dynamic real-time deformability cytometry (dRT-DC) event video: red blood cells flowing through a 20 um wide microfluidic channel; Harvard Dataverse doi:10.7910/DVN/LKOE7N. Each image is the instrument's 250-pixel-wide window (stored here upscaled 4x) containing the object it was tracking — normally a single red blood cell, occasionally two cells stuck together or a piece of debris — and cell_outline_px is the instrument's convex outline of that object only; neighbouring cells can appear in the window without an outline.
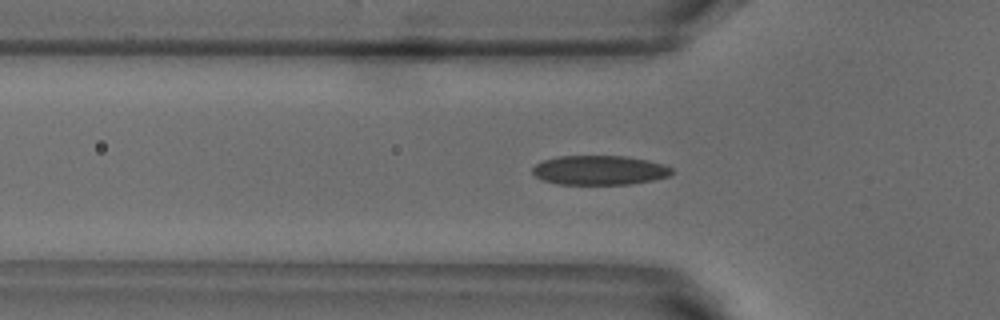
{"species": "common noctule bat (a hibernating species)", "species_latin": "Nyctalus noctula", "temperature_condition": "warm", "stored_images_in_passage": 46, "camera_frame_rate_fps": 3000, "um_per_image_px": 0.085, "animal": {"sex": "male", "body_mass_g": 18.8}, "frame": {"image": 1, "passage_image": 9, "time_ms": 2.667, "image_size_px": [1000, 320], "cell_outline_px": [[672, 172], [668, 176], [652, 180], [628, 184], [560, 184], [544, 180], [536, 176], [532, 172], [532, 168], [536, 164], [544, 160], [560, 156], [628, 156], [648, 160], [664, 164], [672, 168]], "centroid_in_image_um": [50.97, 14.46], "position_along_channel_um": 74.8, "area_um2": 23.7}}
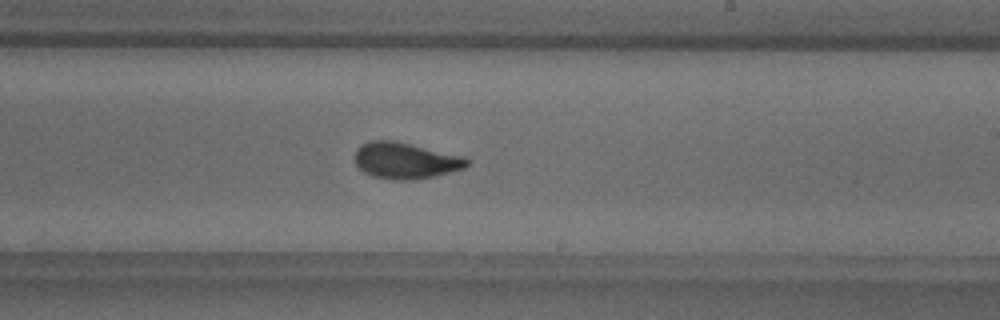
{"frame": {"image": 2, "passage_image": 23, "time_ms": 7.333, "image_size_px": [1000, 320], "cell_outline_px": [[468, 164], [464, 168], [436, 176], [416, 180], [392, 180], [372, 176], [364, 172], [356, 164], [356, 148], [360, 144], [372, 140], [392, 140], [464, 156], [468, 160]], "centroid_in_image_um": [34.45, 13.66], "position_along_channel_um": 254.5, "area_um2": 23.7}}
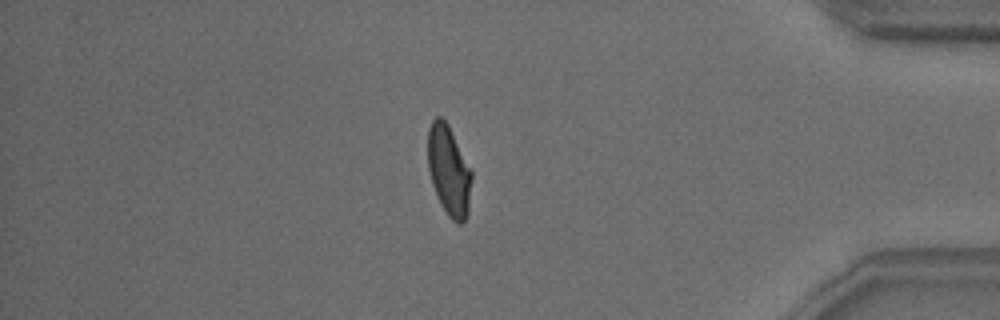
{"frame": {"image": 3, "passage_image": 37, "time_ms": 12.0, "image_size_px": [1000, 320], "cell_outline_px": [[472, 180], [468, 216], [460, 224], [456, 224], [448, 216], [440, 204], [432, 184], [428, 168], [428, 128], [432, 120], [436, 116], [440, 116], [448, 124], [472, 172]], "centroid_in_image_um": [38.15, 14.53], "position_along_channel_um": 397.0, "area_um2": 23.12}, "authors_computed_cell_mechanics": {"area_um2": 23.2356, "velocity_mm_per_s": 3.8236, "shape_relaxation_time_tau1_ms": 5.1223, "shape_relaxation_time_tau2_ms": 0.8815, "deformation_change_tau1": 0.1774, "deformation_change_tau2": 0.0765}}